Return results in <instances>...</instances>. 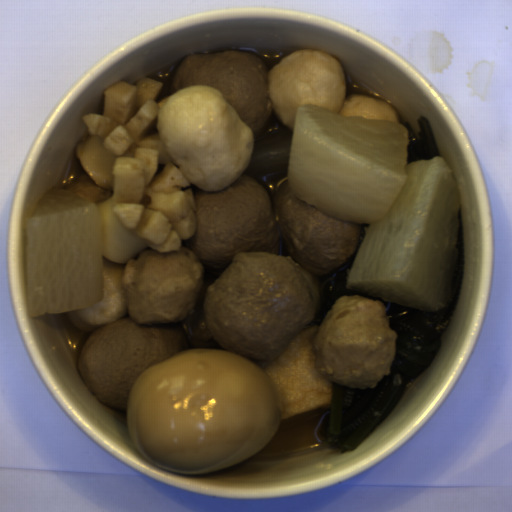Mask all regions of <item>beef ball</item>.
<instances>
[{
	"label": "beef ball",
	"mask_w": 512,
	"mask_h": 512,
	"mask_svg": "<svg viewBox=\"0 0 512 512\" xmlns=\"http://www.w3.org/2000/svg\"><path fill=\"white\" fill-rule=\"evenodd\" d=\"M194 205L196 231L184 247L220 271L204 303L175 324L122 317L79 346L83 384L111 409L127 412L139 376L186 348L275 359L317 315L319 276L358 249L360 223L319 211L292 193L288 178L272 198L266 186L241 175L220 191L198 188Z\"/></svg>",
	"instance_id": "beef-ball-1"
},
{
	"label": "beef ball",
	"mask_w": 512,
	"mask_h": 512,
	"mask_svg": "<svg viewBox=\"0 0 512 512\" xmlns=\"http://www.w3.org/2000/svg\"><path fill=\"white\" fill-rule=\"evenodd\" d=\"M269 72L265 61L250 51L192 53L180 61L169 94L194 85L216 88L256 139L266 131L274 109L268 92Z\"/></svg>",
	"instance_id": "beef-ball-2"
}]
</instances>
